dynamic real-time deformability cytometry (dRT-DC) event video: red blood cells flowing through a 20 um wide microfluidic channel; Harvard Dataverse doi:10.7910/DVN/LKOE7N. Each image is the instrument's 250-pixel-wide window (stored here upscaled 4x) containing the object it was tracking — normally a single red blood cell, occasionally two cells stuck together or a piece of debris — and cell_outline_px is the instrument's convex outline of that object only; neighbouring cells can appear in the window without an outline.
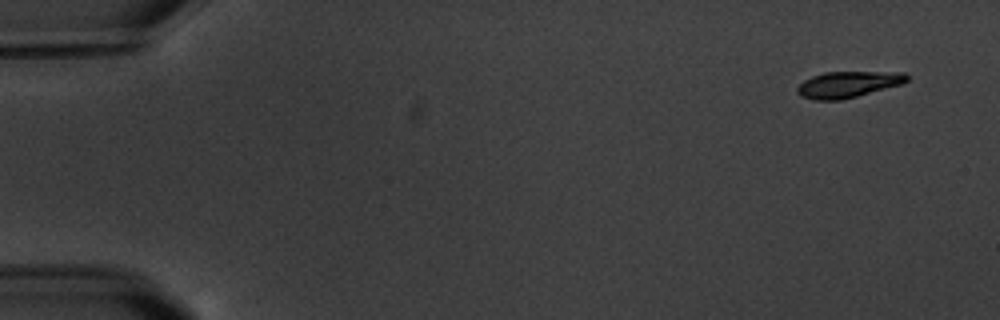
{"species": "common noctule bat (a hibernating species)", "species_latin": "Nyctalus noctula", "temperature_condition": "warm", "stored_images_in_passage": 5, "camera_frame_rate_fps": 3000, "um_per_image_px": 0.085, "animal": {"sex": "male", "body_mass_g": 20.1, "forearm_length_mm": 53.5}, "frame": {"image": 1, "passage_image": 1, "time_ms": 0.0, "image_size_px": [1000, 320], "cell_outline_px": [[908, 80], [900, 84], [856, 96], [840, 100], [816, 100], [800, 96], [796, 92], [796, 88], [804, 80], [812, 76], [824, 72], [904, 72], [908, 76]], "centroid_in_image_um": [72.03, 7.17], "position_along_channel_um": 13.0, "area_um2": 16.53}}
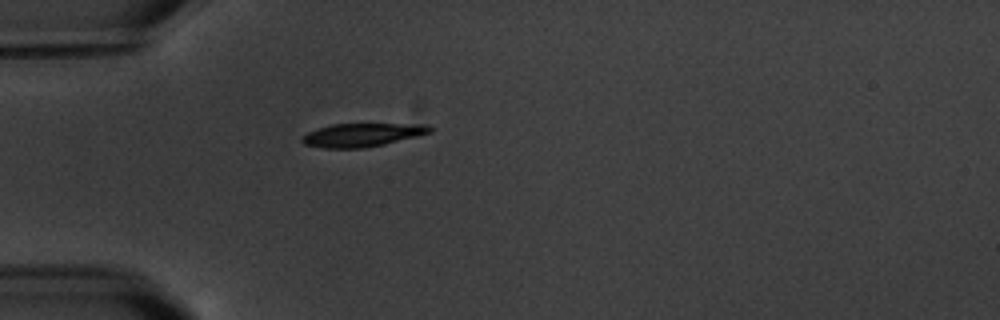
{"frame": {"image": 2, "passage_image": 5, "time_ms": 4.667, "image_size_px": [1000, 320], "cell_outline_px": [[436, 128], [432, 132], [384, 144], [364, 148], [324, 148], [304, 144], [300, 140], [308, 132], [332, 124], [428, 124]], "centroid_in_image_um": [30.83, 11.46], "position_along_channel_um": 54.2, "area_um2": 17.34}}